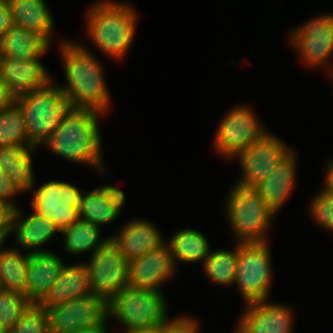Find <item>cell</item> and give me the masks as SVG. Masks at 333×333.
I'll list each match as a JSON object with an SVG mask.
<instances>
[{
    "instance_id": "obj_1",
    "label": "cell",
    "mask_w": 333,
    "mask_h": 333,
    "mask_svg": "<svg viewBox=\"0 0 333 333\" xmlns=\"http://www.w3.org/2000/svg\"><path fill=\"white\" fill-rule=\"evenodd\" d=\"M68 85L60 89L68 97L72 108L92 109L104 114L109 108L101 64L85 47L63 42L61 48Z\"/></svg>"
},
{
    "instance_id": "obj_2",
    "label": "cell",
    "mask_w": 333,
    "mask_h": 333,
    "mask_svg": "<svg viewBox=\"0 0 333 333\" xmlns=\"http://www.w3.org/2000/svg\"><path fill=\"white\" fill-rule=\"evenodd\" d=\"M100 114L92 109L72 108L43 144L62 158L103 169L97 124Z\"/></svg>"
},
{
    "instance_id": "obj_3",
    "label": "cell",
    "mask_w": 333,
    "mask_h": 333,
    "mask_svg": "<svg viewBox=\"0 0 333 333\" xmlns=\"http://www.w3.org/2000/svg\"><path fill=\"white\" fill-rule=\"evenodd\" d=\"M87 15V31L95 45L114 58H122L135 35L134 9L129 4L102 1Z\"/></svg>"
},
{
    "instance_id": "obj_4",
    "label": "cell",
    "mask_w": 333,
    "mask_h": 333,
    "mask_svg": "<svg viewBox=\"0 0 333 333\" xmlns=\"http://www.w3.org/2000/svg\"><path fill=\"white\" fill-rule=\"evenodd\" d=\"M27 133V141L35 147L42 145L72 109L60 86L50 83L41 89L16 98Z\"/></svg>"
},
{
    "instance_id": "obj_5",
    "label": "cell",
    "mask_w": 333,
    "mask_h": 333,
    "mask_svg": "<svg viewBox=\"0 0 333 333\" xmlns=\"http://www.w3.org/2000/svg\"><path fill=\"white\" fill-rule=\"evenodd\" d=\"M226 205L238 243L267 242L263 235L275 215L254 188L235 184Z\"/></svg>"
},
{
    "instance_id": "obj_6",
    "label": "cell",
    "mask_w": 333,
    "mask_h": 333,
    "mask_svg": "<svg viewBox=\"0 0 333 333\" xmlns=\"http://www.w3.org/2000/svg\"><path fill=\"white\" fill-rule=\"evenodd\" d=\"M161 291L126 286L107 303L108 317L113 316L127 330L151 326L168 318Z\"/></svg>"
},
{
    "instance_id": "obj_7",
    "label": "cell",
    "mask_w": 333,
    "mask_h": 333,
    "mask_svg": "<svg viewBox=\"0 0 333 333\" xmlns=\"http://www.w3.org/2000/svg\"><path fill=\"white\" fill-rule=\"evenodd\" d=\"M267 242L238 243L235 282L244 301L266 300L271 282V257Z\"/></svg>"
},
{
    "instance_id": "obj_8",
    "label": "cell",
    "mask_w": 333,
    "mask_h": 333,
    "mask_svg": "<svg viewBox=\"0 0 333 333\" xmlns=\"http://www.w3.org/2000/svg\"><path fill=\"white\" fill-rule=\"evenodd\" d=\"M44 309L49 333H80L103 326L108 321L107 302L93 293Z\"/></svg>"
},
{
    "instance_id": "obj_9",
    "label": "cell",
    "mask_w": 333,
    "mask_h": 333,
    "mask_svg": "<svg viewBox=\"0 0 333 333\" xmlns=\"http://www.w3.org/2000/svg\"><path fill=\"white\" fill-rule=\"evenodd\" d=\"M87 263L91 292L107 303L127 286L128 260L110 238Z\"/></svg>"
},
{
    "instance_id": "obj_10",
    "label": "cell",
    "mask_w": 333,
    "mask_h": 333,
    "mask_svg": "<svg viewBox=\"0 0 333 333\" xmlns=\"http://www.w3.org/2000/svg\"><path fill=\"white\" fill-rule=\"evenodd\" d=\"M70 183L50 181L34 191L31 206L34 211L52 221L62 231L79 220L82 194Z\"/></svg>"
},
{
    "instance_id": "obj_11",
    "label": "cell",
    "mask_w": 333,
    "mask_h": 333,
    "mask_svg": "<svg viewBox=\"0 0 333 333\" xmlns=\"http://www.w3.org/2000/svg\"><path fill=\"white\" fill-rule=\"evenodd\" d=\"M293 151L288 149L279 138L266 133L260 140L236 156L243 169V177L237 182V185L254 188L264 181Z\"/></svg>"
},
{
    "instance_id": "obj_12",
    "label": "cell",
    "mask_w": 333,
    "mask_h": 333,
    "mask_svg": "<svg viewBox=\"0 0 333 333\" xmlns=\"http://www.w3.org/2000/svg\"><path fill=\"white\" fill-rule=\"evenodd\" d=\"M251 108L240 106L229 111L219 125L215 148L231 159L260 140L267 132L258 123Z\"/></svg>"
},
{
    "instance_id": "obj_13",
    "label": "cell",
    "mask_w": 333,
    "mask_h": 333,
    "mask_svg": "<svg viewBox=\"0 0 333 333\" xmlns=\"http://www.w3.org/2000/svg\"><path fill=\"white\" fill-rule=\"evenodd\" d=\"M289 39L308 66L325 63L333 53V14L310 20L293 30Z\"/></svg>"
},
{
    "instance_id": "obj_14",
    "label": "cell",
    "mask_w": 333,
    "mask_h": 333,
    "mask_svg": "<svg viewBox=\"0 0 333 333\" xmlns=\"http://www.w3.org/2000/svg\"><path fill=\"white\" fill-rule=\"evenodd\" d=\"M175 264L170 247L165 242L159 248L128 261L127 286L159 291L158 286L173 275Z\"/></svg>"
},
{
    "instance_id": "obj_15",
    "label": "cell",
    "mask_w": 333,
    "mask_h": 333,
    "mask_svg": "<svg viewBox=\"0 0 333 333\" xmlns=\"http://www.w3.org/2000/svg\"><path fill=\"white\" fill-rule=\"evenodd\" d=\"M268 300L247 302L235 333H290L292 312L283 304Z\"/></svg>"
},
{
    "instance_id": "obj_16",
    "label": "cell",
    "mask_w": 333,
    "mask_h": 333,
    "mask_svg": "<svg viewBox=\"0 0 333 333\" xmlns=\"http://www.w3.org/2000/svg\"><path fill=\"white\" fill-rule=\"evenodd\" d=\"M0 78L19 97L46 87L51 81L39 59H14L0 56Z\"/></svg>"
},
{
    "instance_id": "obj_17",
    "label": "cell",
    "mask_w": 333,
    "mask_h": 333,
    "mask_svg": "<svg viewBox=\"0 0 333 333\" xmlns=\"http://www.w3.org/2000/svg\"><path fill=\"white\" fill-rule=\"evenodd\" d=\"M110 238L128 261L165 244L158 229L149 221L140 219L128 222L118 235Z\"/></svg>"
},
{
    "instance_id": "obj_18",
    "label": "cell",
    "mask_w": 333,
    "mask_h": 333,
    "mask_svg": "<svg viewBox=\"0 0 333 333\" xmlns=\"http://www.w3.org/2000/svg\"><path fill=\"white\" fill-rule=\"evenodd\" d=\"M91 293L87 265L67 266L64 264L56 281L38 304L42 307H50Z\"/></svg>"
},
{
    "instance_id": "obj_19",
    "label": "cell",
    "mask_w": 333,
    "mask_h": 333,
    "mask_svg": "<svg viewBox=\"0 0 333 333\" xmlns=\"http://www.w3.org/2000/svg\"><path fill=\"white\" fill-rule=\"evenodd\" d=\"M64 265L59 256L44 252H29L27 267V298L38 303L50 290Z\"/></svg>"
},
{
    "instance_id": "obj_20",
    "label": "cell",
    "mask_w": 333,
    "mask_h": 333,
    "mask_svg": "<svg viewBox=\"0 0 333 333\" xmlns=\"http://www.w3.org/2000/svg\"><path fill=\"white\" fill-rule=\"evenodd\" d=\"M21 211H10L9 217V234L16 233V241L22 248L32 249L33 252H44L45 250L37 247L49 241L56 232H60L55 224L47 218L37 214H33L25 218H20ZM35 248V250H34Z\"/></svg>"
},
{
    "instance_id": "obj_21",
    "label": "cell",
    "mask_w": 333,
    "mask_h": 333,
    "mask_svg": "<svg viewBox=\"0 0 333 333\" xmlns=\"http://www.w3.org/2000/svg\"><path fill=\"white\" fill-rule=\"evenodd\" d=\"M295 151H293L272 173L254 189L276 215L291 193L295 181Z\"/></svg>"
},
{
    "instance_id": "obj_22",
    "label": "cell",
    "mask_w": 333,
    "mask_h": 333,
    "mask_svg": "<svg viewBox=\"0 0 333 333\" xmlns=\"http://www.w3.org/2000/svg\"><path fill=\"white\" fill-rule=\"evenodd\" d=\"M50 45L40 34L13 25L0 38V56L14 59H39Z\"/></svg>"
},
{
    "instance_id": "obj_23",
    "label": "cell",
    "mask_w": 333,
    "mask_h": 333,
    "mask_svg": "<svg viewBox=\"0 0 333 333\" xmlns=\"http://www.w3.org/2000/svg\"><path fill=\"white\" fill-rule=\"evenodd\" d=\"M31 144L0 146V166L5 171L9 181L19 191H26L34 184Z\"/></svg>"
},
{
    "instance_id": "obj_24",
    "label": "cell",
    "mask_w": 333,
    "mask_h": 333,
    "mask_svg": "<svg viewBox=\"0 0 333 333\" xmlns=\"http://www.w3.org/2000/svg\"><path fill=\"white\" fill-rule=\"evenodd\" d=\"M8 5L14 25L34 31L50 43L53 18L44 0H12Z\"/></svg>"
},
{
    "instance_id": "obj_25",
    "label": "cell",
    "mask_w": 333,
    "mask_h": 333,
    "mask_svg": "<svg viewBox=\"0 0 333 333\" xmlns=\"http://www.w3.org/2000/svg\"><path fill=\"white\" fill-rule=\"evenodd\" d=\"M29 253L0 248V288L21 293L27 297V267Z\"/></svg>"
},
{
    "instance_id": "obj_26",
    "label": "cell",
    "mask_w": 333,
    "mask_h": 333,
    "mask_svg": "<svg viewBox=\"0 0 333 333\" xmlns=\"http://www.w3.org/2000/svg\"><path fill=\"white\" fill-rule=\"evenodd\" d=\"M168 245L174 262L176 260L190 263L205 261L210 253L209 243L205 236L193 229H183L175 233Z\"/></svg>"
},
{
    "instance_id": "obj_27",
    "label": "cell",
    "mask_w": 333,
    "mask_h": 333,
    "mask_svg": "<svg viewBox=\"0 0 333 333\" xmlns=\"http://www.w3.org/2000/svg\"><path fill=\"white\" fill-rule=\"evenodd\" d=\"M60 232L65 235V249L73 254L83 253L89 250H92L91 254H93L110 239L108 236V238L104 240H99V225L82 219H79Z\"/></svg>"
},
{
    "instance_id": "obj_28",
    "label": "cell",
    "mask_w": 333,
    "mask_h": 333,
    "mask_svg": "<svg viewBox=\"0 0 333 333\" xmlns=\"http://www.w3.org/2000/svg\"><path fill=\"white\" fill-rule=\"evenodd\" d=\"M238 258V245L235 251L217 250L209 253L204 261L207 276L220 285L235 282Z\"/></svg>"
},
{
    "instance_id": "obj_29",
    "label": "cell",
    "mask_w": 333,
    "mask_h": 333,
    "mask_svg": "<svg viewBox=\"0 0 333 333\" xmlns=\"http://www.w3.org/2000/svg\"><path fill=\"white\" fill-rule=\"evenodd\" d=\"M29 144L22 111L15 102L0 112V146Z\"/></svg>"
},
{
    "instance_id": "obj_30",
    "label": "cell",
    "mask_w": 333,
    "mask_h": 333,
    "mask_svg": "<svg viewBox=\"0 0 333 333\" xmlns=\"http://www.w3.org/2000/svg\"><path fill=\"white\" fill-rule=\"evenodd\" d=\"M120 215L104 200L97 189L82 195L79 207V219L101 225L115 220Z\"/></svg>"
},
{
    "instance_id": "obj_31",
    "label": "cell",
    "mask_w": 333,
    "mask_h": 333,
    "mask_svg": "<svg viewBox=\"0 0 333 333\" xmlns=\"http://www.w3.org/2000/svg\"><path fill=\"white\" fill-rule=\"evenodd\" d=\"M31 303L21 293L0 288V324L10 331Z\"/></svg>"
},
{
    "instance_id": "obj_32",
    "label": "cell",
    "mask_w": 333,
    "mask_h": 333,
    "mask_svg": "<svg viewBox=\"0 0 333 333\" xmlns=\"http://www.w3.org/2000/svg\"><path fill=\"white\" fill-rule=\"evenodd\" d=\"M10 332L49 333L48 318L44 307L38 303H31Z\"/></svg>"
},
{
    "instance_id": "obj_33",
    "label": "cell",
    "mask_w": 333,
    "mask_h": 333,
    "mask_svg": "<svg viewBox=\"0 0 333 333\" xmlns=\"http://www.w3.org/2000/svg\"><path fill=\"white\" fill-rule=\"evenodd\" d=\"M310 211L322 227L333 231V194L324 188L310 204Z\"/></svg>"
},
{
    "instance_id": "obj_34",
    "label": "cell",
    "mask_w": 333,
    "mask_h": 333,
    "mask_svg": "<svg viewBox=\"0 0 333 333\" xmlns=\"http://www.w3.org/2000/svg\"><path fill=\"white\" fill-rule=\"evenodd\" d=\"M198 324L194 319L189 317H178L163 321V333H198Z\"/></svg>"
},
{
    "instance_id": "obj_35",
    "label": "cell",
    "mask_w": 333,
    "mask_h": 333,
    "mask_svg": "<svg viewBox=\"0 0 333 333\" xmlns=\"http://www.w3.org/2000/svg\"><path fill=\"white\" fill-rule=\"evenodd\" d=\"M19 192L9 181L5 171L0 166V205L6 207L9 211L17 209V206L10 201L14 194ZM10 199V200H9Z\"/></svg>"
},
{
    "instance_id": "obj_36",
    "label": "cell",
    "mask_w": 333,
    "mask_h": 333,
    "mask_svg": "<svg viewBox=\"0 0 333 333\" xmlns=\"http://www.w3.org/2000/svg\"><path fill=\"white\" fill-rule=\"evenodd\" d=\"M101 196L111 204V206L120 214V208L125 203L124 192L109 185L97 188Z\"/></svg>"
},
{
    "instance_id": "obj_37",
    "label": "cell",
    "mask_w": 333,
    "mask_h": 333,
    "mask_svg": "<svg viewBox=\"0 0 333 333\" xmlns=\"http://www.w3.org/2000/svg\"><path fill=\"white\" fill-rule=\"evenodd\" d=\"M11 11L7 2H0V38L13 26Z\"/></svg>"
},
{
    "instance_id": "obj_38",
    "label": "cell",
    "mask_w": 333,
    "mask_h": 333,
    "mask_svg": "<svg viewBox=\"0 0 333 333\" xmlns=\"http://www.w3.org/2000/svg\"><path fill=\"white\" fill-rule=\"evenodd\" d=\"M16 98L0 78V112L12 106L16 102Z\"/></svg>"
},
{
    "instance_id": "obj_39",
    "label": "cell",
    "mask_w": 333,
    "mask_h": 333,
    "mask_svg": "<svg viewBox=\"0 0 333 333\" xmlns=\"http://www.w3.org/2000/svg\"><path fill=\"white\" fill-rule=\"evenodd\" d=\"M9 217L10 211L0 205V238L4 241L9 235Z\"/></svg>"
},
{
    "instance_id": "obj_40",
    "label": "cell",
    "mask_w": 333,
    "mask_h": 333,
    "mask_svg": "<svg viewBox=\"0 0 333 333\" xmlns=\"http://www.w3.org/2000/svg\"><path fill=\"white\" fill-rule=\"evenodd\" d=\"M124 333H163V322L151 326L127 330Z\"/></svg>"
},
{
    "instance_id": "obj_41",
    "label": "cell",
    "mask_w": 333,
    "mask_h": 333,
    "mask_svg": "<svg viewBox=\"0 0 333 333\" xmlns=\"http://www.w3.org/2000/svg\"><path fill=\"white\" fill-rule=\"evenodd\" d=\"M326 184L325 187L330 193L333 194V161L328 164L326 173Z\"/></svg>"
},
{
    "instance_id": "obj_42",
    "label": "cell",
    "mask_w": 333,
    "mask_h": 333,
    "mask_svg": "<svg viewBox=\"0 0 333 333\" xmlns=\"http://www.w3.org/2000/svg\"><path fill=\"white\" fill-rule=\"evenodd\" d=\"M106 324H104L103 326L97 327L95 329L92 330H88V331H82L80 333H108L109 331H107Z\"/></svg>"
},
{
    "instance_id": "obj_43",
    "label": "cell",
    "mask_w": 333,
    "mask_h": 333,
    "mask_svg": "<svg viewBox=\"0 0 333 333\" xmlns=\"http://www.w3.org/2000/svg\"><path fill=\"white\" fill-rule=\"evenodd\" d=\"M10 331L6 328V327H3L1 324H0V333H9Z\"/></svg>"
},
{
    "instance_id": "obj_44",
    "label": "cell",
    "mask_w": 333,
    "mask_h": 333,
    "mask_svg": "<svg viewBox=\"0 0 333 333\" xmlns=\"http://www.w3.org/2000/svg\"><path fill=\"white\" fill-rule=\"evenodd\" d=\"M10 1L12 0H0V2H7V3H9Z\"/></svg>"
},
{
    "instance_id": "obj_45",
    "label": "cell",
    "mask_w": 333,
    "mask_h": 333,
    "mask_svg": "<svg viewBox=\"0 0 333 333\" xmlns=\"http://www.w3.org/2000/svg\"><path fill=\"white\" fill-rule=\"evenodd\" d=\"M330 74L333 77V67H331Z\"/></svg>"
},
{
    "instance_id": "obj_46",
    "label": "cell",
    "mask_w": 333,
    "mask_h": 333,
    "mask_svg": "<svg viewBox=\"0 0 333 333\" xmlns=\"http://www.w3.org/2000/svg\"><path fill=\"white\" fill-rule=\"evenodd\" d=\"M3 245V240L0 238V248L2 247Z\"/></svg>"
}]
</instances>
